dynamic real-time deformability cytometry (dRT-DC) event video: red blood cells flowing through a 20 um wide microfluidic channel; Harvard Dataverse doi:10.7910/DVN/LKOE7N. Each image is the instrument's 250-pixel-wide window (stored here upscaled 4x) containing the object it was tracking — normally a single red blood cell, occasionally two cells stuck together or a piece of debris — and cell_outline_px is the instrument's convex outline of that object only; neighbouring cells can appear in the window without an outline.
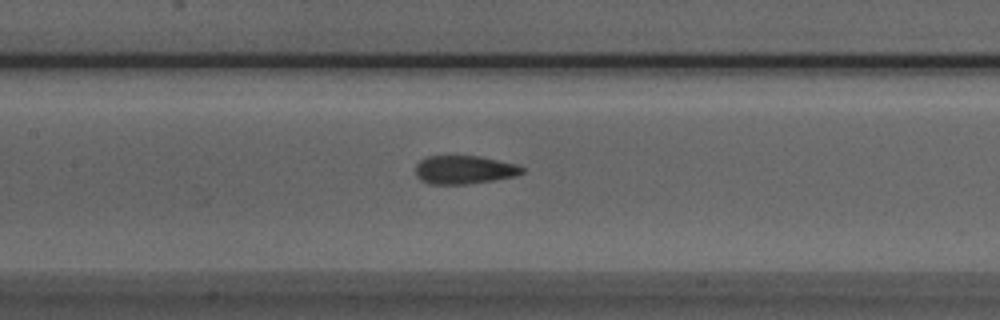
{"species": "Egyptian fruit bat (a non-hibernating species)", "species_latin": "Rousettus aegyptiacus", "temperature_condition": "room temperature", "stored_images_in_passage": 15, "camera_frame_rate_fps": 3000, "um_per_image_px": 0.085, "animal": {"sex": "male"}, "frame": {"image": 1, "passage_image": 13, "time_ms": 4.0, "image_size_px": [1000, 320], "cell_outline_px": [[524, 172], [516, 176], [496, 180], [468, 184], [428, 184], [420, 180], [416, 176], [416, 164], [420, 160], [428, 156], [480, 156], [516, 164], [524, 168]], "centroid_in_image_um": [39.46, 14.44], "position_along_channel_um": 167.9, "area_um2": 17.8}}